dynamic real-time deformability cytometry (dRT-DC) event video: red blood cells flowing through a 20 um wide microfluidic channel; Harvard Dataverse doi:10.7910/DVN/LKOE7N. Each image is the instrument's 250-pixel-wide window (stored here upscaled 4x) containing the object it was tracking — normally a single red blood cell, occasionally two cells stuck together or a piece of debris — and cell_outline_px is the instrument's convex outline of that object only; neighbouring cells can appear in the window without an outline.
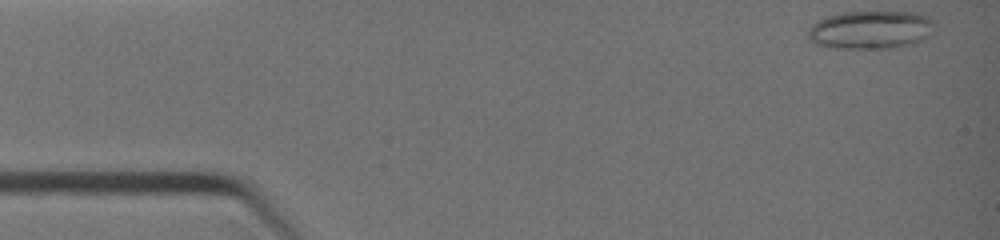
{"species": "common noctule bat (a hibernating species)", "species_latin": "Nyctalus noctula", "temperature_condition": "warm", "stored_images_in_passage": 34, "camera_frame_rate_fps": 3000, "um_per_image_px": 0.085, "animal": {"sex": "female", "body_mass_g": 19.0, "forearm_length_mm": 51.5}, "frame": {"image": 1, "passage_image": 1, "time_ms": 0.0, "image_size_px": [1000, 240], "cell_outline_px": [[932, 24], [928, 36], [912, 44], [896, 48], [836, 48], [816, 44], [808, 40], [808, 28], [812, 24], [828, 16], [844, 12], [916, 12], [928, 16], [932, 20]], "centroid_in_image_um": [73.97, 2.54], "position_along_channel_um": 11.0, "area_um2": 28.03}}
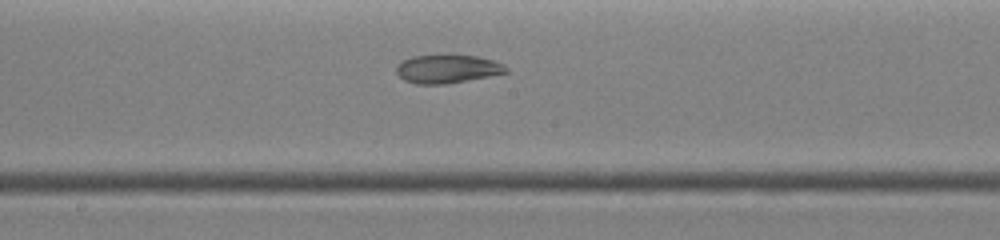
{"frame": {"image": 2, "passage_image": 20, "time_ms": 6.333, "image_size_px": [1000, 240], "cell_outline_px": [[508, 72], [448, 84], [416, 84], [404, 80], [396, 72], [396, 68], [404, 60], [412, 56], [476, 56], [496, 60], [504, 64], [508, 68]], "centroid_in_image_um": [38.06, 5.87], "position_along_channel_um": 210.1, "area_um2": 17.92}}
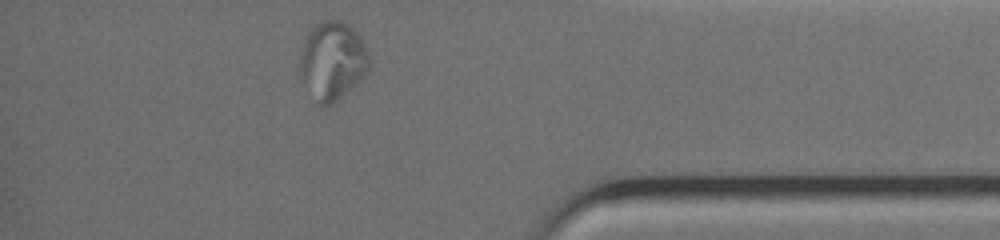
{"frame": {"image": 3, "passage_image": 33, "time_ms": 10.667, "image_size_px": [1000, 240], "cell_outline_px": [[368, 72], [352, 88], [332, 104], [320, 104], [304, 80], [300, 72], [300, 56], [308, 32], [320, 20], [340, 20], [348, 24], [360, 36], [368, 48]], "centroid_in_image_um": [28.3, 5.11], "position_along_channel_um": 406.9, "area_um2": 30.98}}